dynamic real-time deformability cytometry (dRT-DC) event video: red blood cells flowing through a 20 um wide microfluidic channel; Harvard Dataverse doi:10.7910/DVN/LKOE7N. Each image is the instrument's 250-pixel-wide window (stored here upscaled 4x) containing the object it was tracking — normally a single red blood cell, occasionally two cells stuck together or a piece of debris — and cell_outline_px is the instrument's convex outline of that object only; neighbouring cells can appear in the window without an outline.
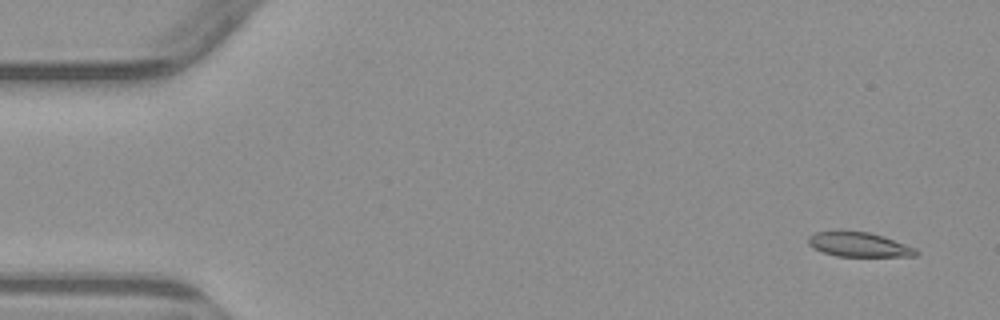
{"species": "common noctule bat (a hibernating species)", "species_latin": "Nyctalus noctula", "temperature_condition": "warm", "stored_images_in_passage": 4, "camera_frame_rate_fps": 3000, "um_per_image_px": 0.085, "animal": {"sex": "male", "body_mass_g": 23.1, "forearm_length_mm": 52.7}, "frame": {"image": 1, "passage_image": 1, "time_ms": 0.0, "image_size_px": [1000, 320], "cell_outline_px": [[920, 252], [916, 256], [836, 256], [812, 248], [808, 244], [808, 236], [816, 232], [868, 232], [884, 236], [916, 248]], "centroid_in_image_um": [73.03, 20.8], "position_along_channel_um": 12.0, "area_um2": 15.2}}